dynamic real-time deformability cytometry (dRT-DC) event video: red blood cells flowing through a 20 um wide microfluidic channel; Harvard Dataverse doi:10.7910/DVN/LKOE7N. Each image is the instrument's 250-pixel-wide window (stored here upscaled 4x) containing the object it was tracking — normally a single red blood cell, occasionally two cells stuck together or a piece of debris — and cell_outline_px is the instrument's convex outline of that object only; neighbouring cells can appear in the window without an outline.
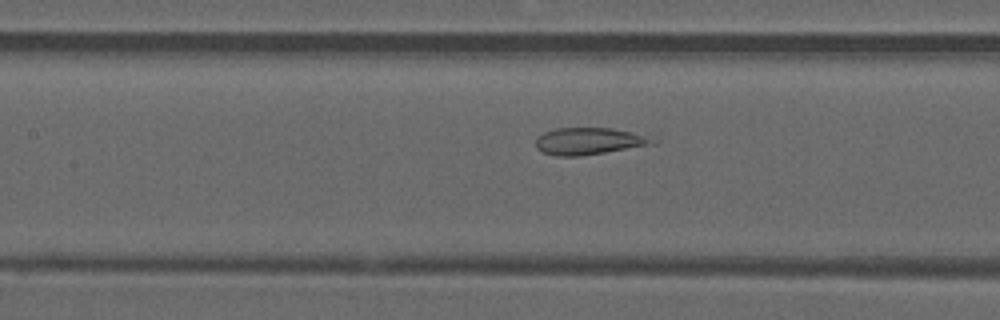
{"species": "common noctule bat (a hibernating species)", "species_latin": "Nyctalus noctula", "temperature_condition": "warm", "stored_images_in_passage": 38, "camera_frame_rate_fps": 3000, "um_per_image_px": 0.085, "animal": {"sex": "male", "forearm_length_mm": 52.5}, "frame": {"image": 1, "passage_image": 16, "time_ms": 5.0, "image_size_px": [1000, 320], "cell_outline_px": [[660, 140], [656, 144], [580, 156], [556, 156], [544, 152], [536, 148], [536, 136], [544, 132], [556, 128], [612, 128], [632, 132]], "centroid_in_image_um": [50.08, 11.99], "position_along_channel_um": 157.3, "area_um2": 18.44}}
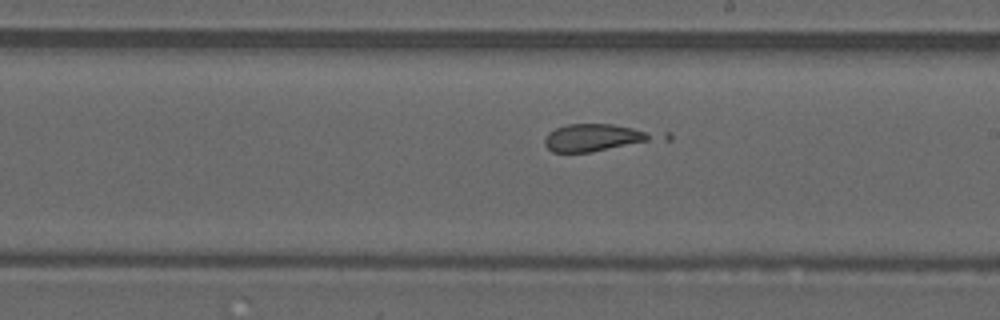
{"frame": {"image": 2, "passage_image": 22, "time_ms": 7.0, "image_size_px": [1000, 320], "cell_outline_px": [[672, 140], [592, 152], [552, 152], [544, 144], [544, 140], [548, 132], [556, 128], [568, 124], [612, 124], [668, 132], [672, 136]], "centroid_in_image_um": [51.02, 11.7], "position_along_channel_um": 238.0, "area_um2": 19.42}}
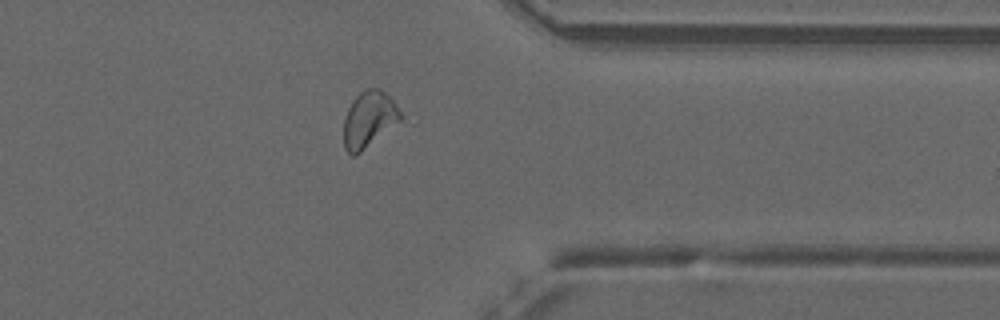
{"frame": {"image": 3, "passage_image": 33, "time_ms": 10.667, "image_size_px": [1000, 320], "cell_outline_px": [[400, 120], [356, 156], [352, 156], [344, 148], [344, 116], [352, 100], [364, 88], [380, 88], [392, 100], [400, 112]], "centroid_in_image_um": [31.31, 10.14], "position_along_channel_um": 380.1, "area_um2": 18.32}}